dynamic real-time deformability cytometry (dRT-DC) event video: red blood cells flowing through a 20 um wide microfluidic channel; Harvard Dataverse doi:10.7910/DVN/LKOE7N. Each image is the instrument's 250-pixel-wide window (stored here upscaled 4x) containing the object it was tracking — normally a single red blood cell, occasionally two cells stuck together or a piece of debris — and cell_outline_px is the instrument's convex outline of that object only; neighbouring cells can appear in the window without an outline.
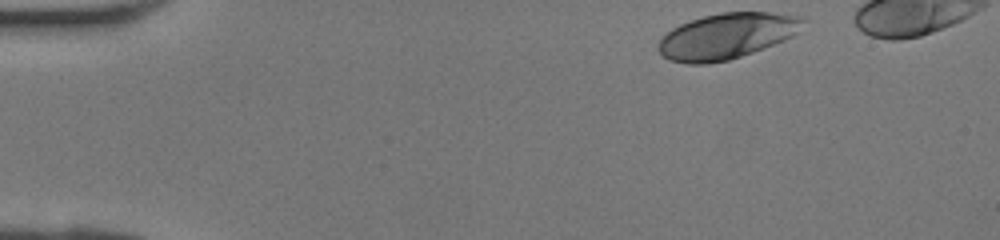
{"species": "human", "species_latin": "Homo sapiens", "temperature_condition": "room temperature", "stored_images_in_passage": 33, "camera_frame_rate_fps": 3000, "um_per_image_px": 0.085, "donor": {"sex": "female"}, "frame": {"image": 1, "passage_image": 1, "time_ms": 0.0, "image_size_px": [1000, 240], "cell_outline_px": [[808, 20], [792, 36], [752, 52], [728, 60], [708, 64], [688, 64], [668, 60], [656, 48], [656, 44], [672, 28], [680, 24], [704, 16], [720, 12], [768, 12], [800, 16]], "centroid_in_image_um": [61.74, 3.06], "position_along_channel_um": 23.3, "area_um2": 38.32}}
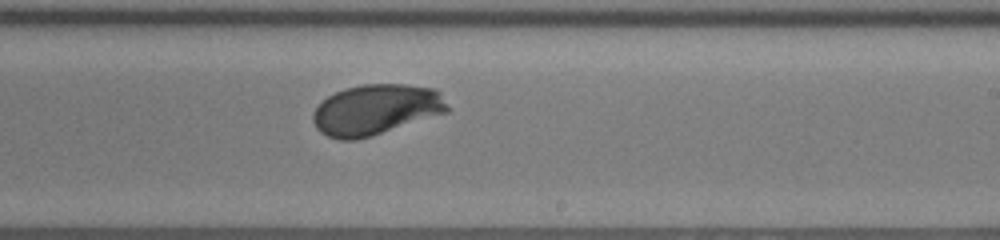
{"frame": {"image": 2, "passage_image": 21, "time_ms": 6.667, "image_size_px": [1000, 240], "cell_outline_px": [[448, 112], [356, 140], [340, 140], [328, 136], [320, 132], [316, 128], [312, 120], [312, 112], [328, 96], [344, 88], [364, 84], [404, 84], [436, 88], [440, 92], [448, 108]], "centroid_in_image_um": [31.93, 9.31], "position_along_channel_um": 257.1, "area_um2": 39.36}}
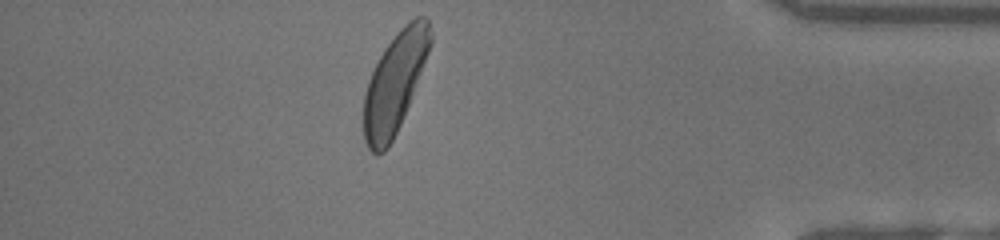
{"frame": {"image": 3, "passage_image": 32, "time_ms": 10.333, "image_size_px": [1000, 240], "cell_outline_px": [[432, 44], [404, 116], [388, 148], [384, 152], [376, 156], [368, 148], [364, 140], [364, 92], [368, 80], [384, 48], [396, 32], [408, 20], [416, 16], [424, 16], [428, 20], [432, 32]], "centroid_in_image_um": [33.56, 7.02], "position_along_channel_um": 401.6, "area_um2": 38.78}}